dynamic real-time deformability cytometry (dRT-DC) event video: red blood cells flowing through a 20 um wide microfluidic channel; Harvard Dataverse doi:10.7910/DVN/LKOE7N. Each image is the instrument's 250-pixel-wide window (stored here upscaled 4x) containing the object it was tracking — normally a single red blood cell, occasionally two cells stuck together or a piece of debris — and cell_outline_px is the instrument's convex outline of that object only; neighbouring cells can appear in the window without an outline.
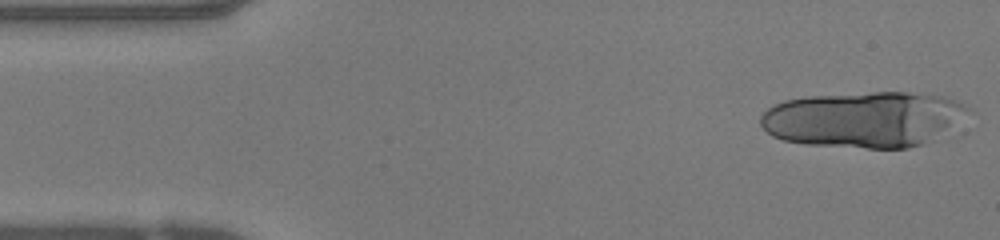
{"species": "human", "species_latin": "Homo sapiens", "temperature_condition": "warm", "stored_images_in_passage": 14, "camera_frame_rate_fps": 3000, "um_per_image_px": 0.085, "donor": {"sex": "female"}, "frame": {"image": 1, "passage_image": 1, "time_ms": 0.0, "image_size_px": [1000, 240], "cell_outline_px": [[972, 108], [944, 128], [920, 144], [908, 148], [868, 148], [808, 144], [784, 140], [772, 136], [760, 124], [760, 116], [772, 104], [784, 100], [808, 96], [872, 92], [908, 92], [944, 96], [956, 100]], "centroid_in_image_um": [73.29, 10.12], "position_along_channel_um": 11.7, "area_um2": 66.3}}